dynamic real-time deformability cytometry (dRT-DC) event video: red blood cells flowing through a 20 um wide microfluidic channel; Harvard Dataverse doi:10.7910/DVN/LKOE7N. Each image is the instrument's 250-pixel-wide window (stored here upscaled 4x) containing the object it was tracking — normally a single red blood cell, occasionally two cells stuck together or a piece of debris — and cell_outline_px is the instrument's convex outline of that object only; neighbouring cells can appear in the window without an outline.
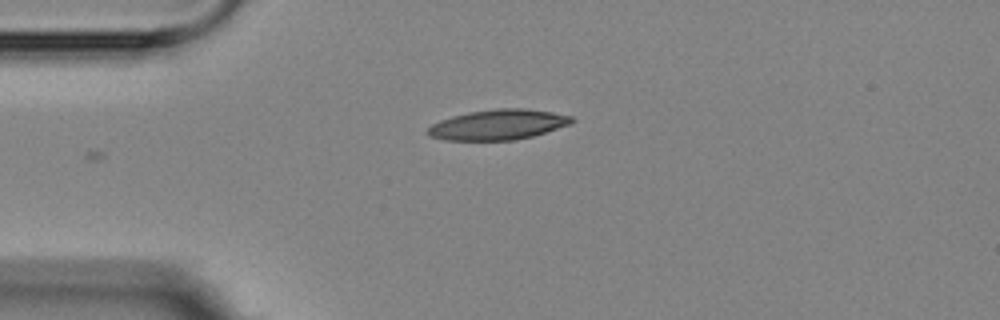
{"species": "Egyptian fruit bat (a non-hibernating species)", "species_latin": "Rousettus aegyptiacus", "temperature_condition": "room temperature", "stored_images_in_passage": 2, "camera_frame_rate_fps": 3000, "um_per_image_px": 0.085, "animal": {"sex": "female"}, "frame": {"image": 1, "passage_image": 2, "time_ms": 1.333, "image_size_px": [1000, 320], "cell_outline_px": [[576, 120], [572, 124], [532, 136], [516, 140], [444, 140], [428, 136], [424, 132], [432, 124], [440, 120], [452, 116], [468, 112], [496, 108], [528, 108], [552, 112], [572, 116]], "centroid_in_image_um": [42.34, 10.59], "position_along_channel_um": 42.7, "area_um2": 25.66}}